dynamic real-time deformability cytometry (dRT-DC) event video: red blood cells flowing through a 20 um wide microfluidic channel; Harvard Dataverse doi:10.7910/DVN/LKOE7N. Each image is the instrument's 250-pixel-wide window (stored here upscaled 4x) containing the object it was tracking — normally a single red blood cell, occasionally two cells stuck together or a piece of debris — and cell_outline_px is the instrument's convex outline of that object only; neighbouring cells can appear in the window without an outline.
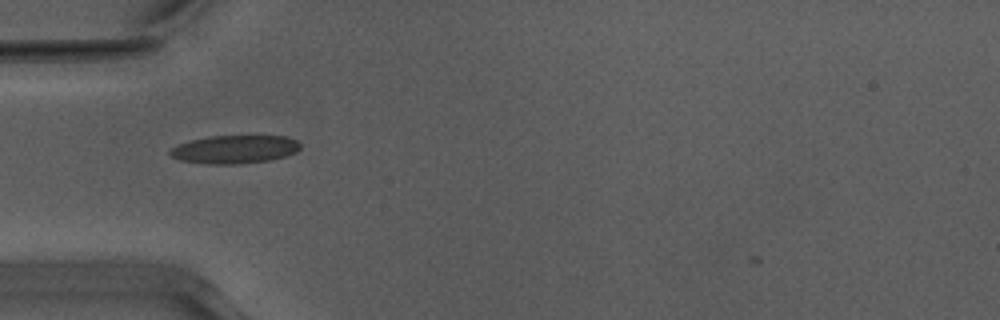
{"species": "Egyptian fruit bat (a non-hibernating species)", "species_latin": "Rousettus aegyptiacus", "temperature_condition": "warm", "stored_images_in_passage": 37, "camera_frame_rate_fps": 3000, "um_per_image_px": 0.085, "animal": {"sex": "male"}, "frame": {"image": 1, "passage_image": 2, "time_ms": 0.333, "image_size_px": [1000, 320], "cell_outline_px": [[300, 148], [296, 152], [284, 156], [268, 160], [240, 164], [208, 164], [180, 160], [172, 156], [168, 152], [172, 148], [180, 144], [192, 140], [212, 136], [288, 136], [296, 140], [300, 144]], "centroid_in_image_um": [19.97, 12.69], "position_along_channel_um": 65.0, "area_um2": 21.21}}
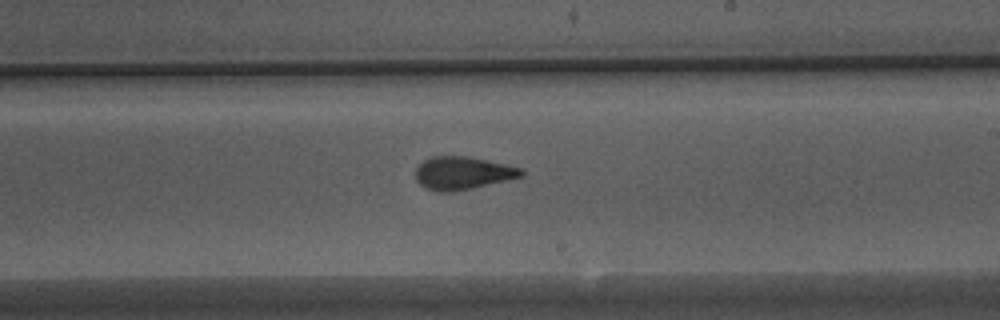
{"frame": {"image": 2, "passage_image": 16, "time_ms": 5.0, "image_size_px": [1000, 320], "cell_outline_px": [[524, 176], [472, 188], [448, 192], [440, 192], [428, 188], [420, 184], [416, 180], [416, 168], [424, 160], [432, 156], [468, 156], [504, 164], [520, 168], [524, 172]], "centroid_in_image_um": [39.31, 14.7], "position_along_channel_um": 249.7, "area_um2": 20.0}}
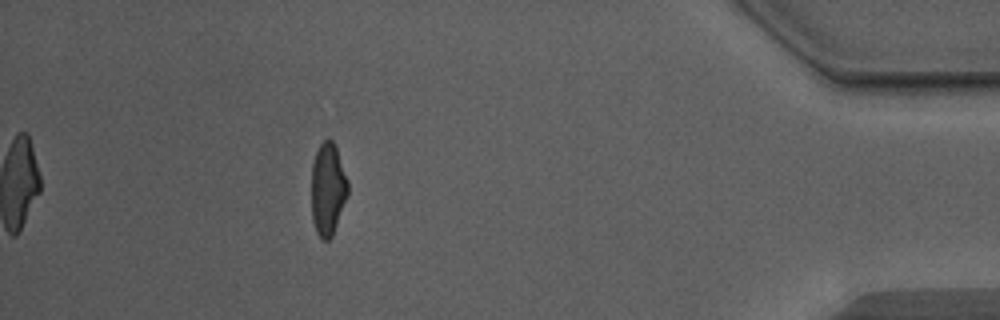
{"frame": {"image": 3, "passage_image": 32, "time_ms": 10.333, "image_size_px": [1000, 320], "cell_outline_px": [[348, 192], [332, 236], [328, 240], [320, 240], [316, 232], [312, 220], [312, 164], [316, 152], [320, 144], [328, 136], [332, 140], [336, 148], [348, 180]], "centroid_in_image_um": [27.85, 16.07], "position_along_channel_um": 407.3, "area_um2": 19.54}, "authors_computed_cell_mechanics": {"area_um2": 20.23, "velocity_mm_per_s": 3.9752, "shape_relaxation_time_tau1_ms": 6.5513, "shape_relaxation_time_tau2_ms": 1.4014, "deformation_change_tau1": 0.204, "deformation_change_tau2": 0.0928}}